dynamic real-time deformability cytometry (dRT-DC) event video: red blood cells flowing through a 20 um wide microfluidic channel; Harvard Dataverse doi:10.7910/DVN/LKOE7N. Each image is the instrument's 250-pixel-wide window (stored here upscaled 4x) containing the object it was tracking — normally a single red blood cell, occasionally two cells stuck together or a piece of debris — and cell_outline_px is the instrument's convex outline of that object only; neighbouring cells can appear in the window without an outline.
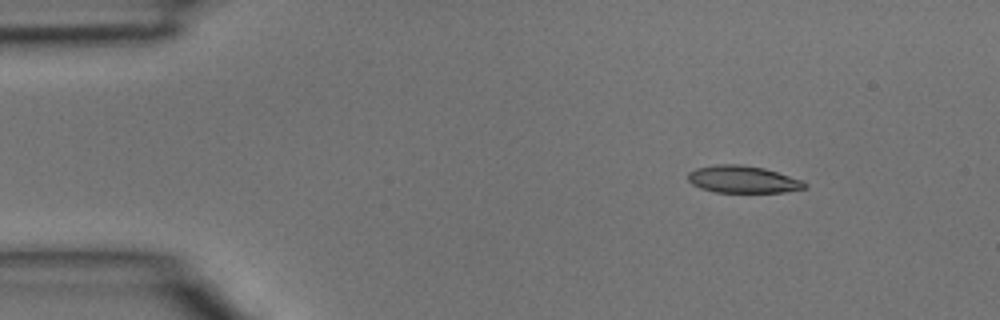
{"species": "common noctule bat (a hibernating species)", "species_latin": "Nyctalus noctula", "temperature_condition": "room temperature", "stored_images_in_passage": 4, "camera_frame_rate_fps": 3000, "um_per_image_px": 0.085, "animal": {"sex": "male", "body_mass_g": 15.6}, "frame": {"image": 1, "passage_image": 2, "time_ms": 0.333, "image_size_px": [1000, 320], "cell_outline_px": [[808, 188], [784, 192], [716, 192], [700, 188], [692, 184], [688, 180], [688, 172], [696, 168], [716, 164], [740, 164], [764, 168], [804, 180], [808, 184]], "centroid_in_image_um": [63.17, 15.24], "position_along_channel_um": 21.8, "area_um2": 18.67}}